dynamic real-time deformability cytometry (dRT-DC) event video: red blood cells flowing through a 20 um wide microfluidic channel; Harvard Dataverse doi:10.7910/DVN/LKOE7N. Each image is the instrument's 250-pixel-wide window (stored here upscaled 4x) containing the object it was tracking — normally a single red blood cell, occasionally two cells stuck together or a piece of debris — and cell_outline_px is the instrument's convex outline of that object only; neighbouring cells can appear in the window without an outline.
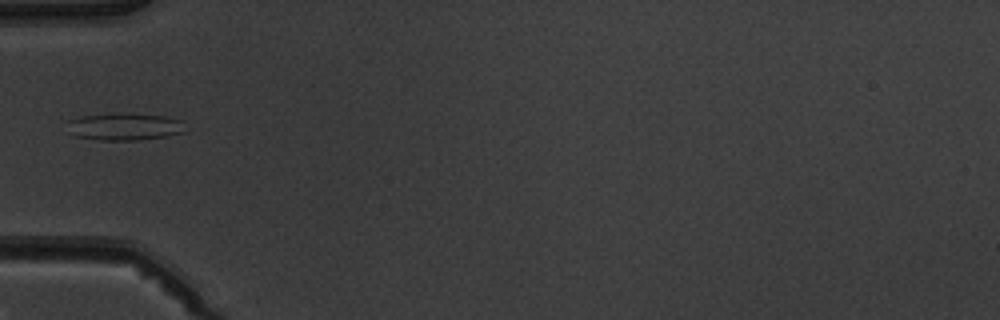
{"species": "common noctule bat (a hibernating species)", "species_latin": "Nyctalus noctula", "temperature_condition": "warm", "stored_images_in_passage": 5, "camera_frame_rate_fps": 3000, "um_per_image_px": 0.085, "animal": {"sex": "male", "body_mass_g": 19.5, "forearm_length_mm": 54.6}, "frame": {"image": 1, "passage_image": 5, "time_ms": 5.667, "image_size_px": [1000, 320], "cell_outline_px": [[184, 132], [168, 136], [136, 140], [100, 140], [76, 136], [68, 132], [68, 120], [84, 116], [164, 116], [180, 120]], "centroid_in_image_um": [10.56, 10.83], "position_along_channel_um": 74.4, "area_um2": 17.51}}